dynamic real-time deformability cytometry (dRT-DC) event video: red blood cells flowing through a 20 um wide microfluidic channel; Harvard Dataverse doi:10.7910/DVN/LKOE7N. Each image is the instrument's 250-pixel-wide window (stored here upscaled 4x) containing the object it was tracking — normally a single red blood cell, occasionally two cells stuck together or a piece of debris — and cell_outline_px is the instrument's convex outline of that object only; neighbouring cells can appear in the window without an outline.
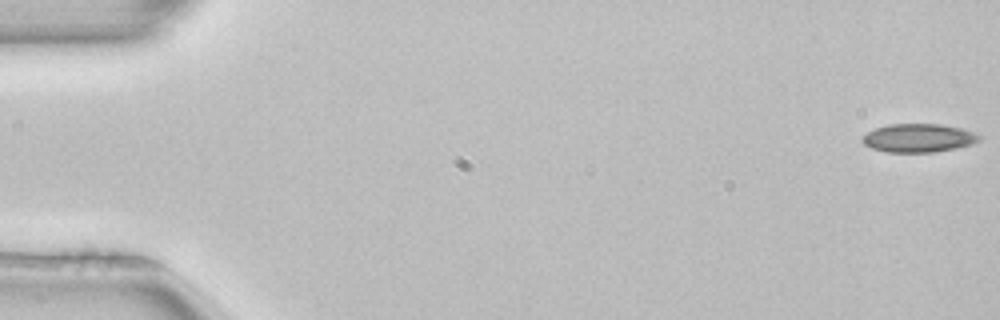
{"species": "common noctule bat (a hibernating species)", "species_latin": "Nyctalus noctula", "temperature_condition": "room temperature", "stored_images_in_passage": 52, "camera_frame_rate_fps": 3000, "um_per_image_px": 0.085, "animal": {"sex": "female", "body_mass_g": 22.7, "forearm_length_mm": 54.2}, "frame": {"image": 1, "passage_image": 1, "time_ms": 0.0, "image_size_px": [1000, 320], "cell_outline_px": [[984, 136], [980, 140], [972, 144], [956, 148], [932, 152], [888, 152], [872, 148], [864, 144], [860, 140], [868, 132], [876, 128], [888, 124], [940, 124], [960, 128]], "centroid_in_image_um": [78.09, 11.73], "position_along_channel_um": 6.9, "area_um2": 19.31}}
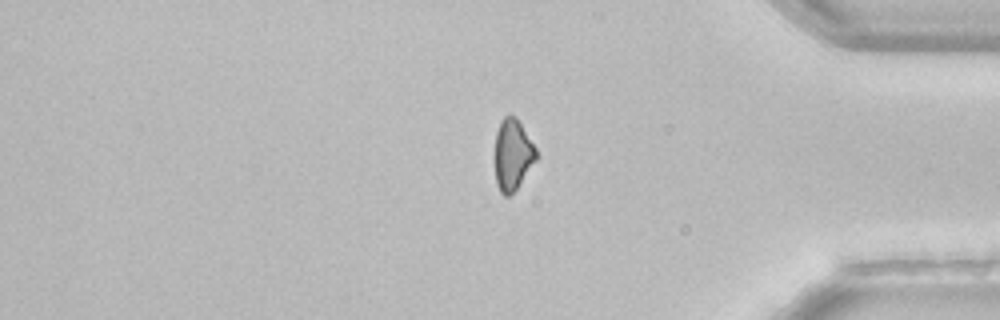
{"frame": {"image": 2, "passage_image": 43, "time_ms": 14.0, "image_size_px": [1000, 320], "cell_outline_px": [[536, 160], [516, 188], [508, 196], [504, 196], [500, 192], [496, 184], [492, 156], [496, 132], [500, 120], [504, 116], [516, 116], [536, 148]], "centroid_in_image_um": [43.5, 13.14], "position_along_channel_um": 391.7, "area_um2": 17.51}}
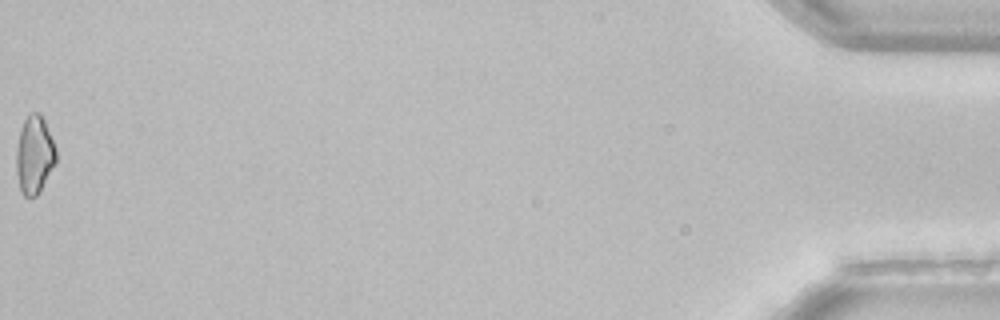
{"frame": {"image": 3, "passage_image": 52, "time_ms": 17.0, "image_size_px": [1000, 320], "cell_outline_px": [[56, 160], [40, 192], [36, 196], [24, 196], [20, 192], [16, 172], [16, 148], [20, 132], [24, 120], [28, 112], [40, 112], [44, 120], [56, 148]], "centroid_in_image_um": [2.91, 13.16], "position_along_channel_um": 432.3, "area_um2": 18.09}, "authors_computed_cell_mechanics": {"area_um2": 19.5364, "velocity_mm_per_s": 4.0112, "shape_relaxation_time_tau1_ms": 5.8001, "shape_relaxation_time_tau2_ms": null, "deformation_change_tau1": 0.0975, "deformation_change_tau2": null}}